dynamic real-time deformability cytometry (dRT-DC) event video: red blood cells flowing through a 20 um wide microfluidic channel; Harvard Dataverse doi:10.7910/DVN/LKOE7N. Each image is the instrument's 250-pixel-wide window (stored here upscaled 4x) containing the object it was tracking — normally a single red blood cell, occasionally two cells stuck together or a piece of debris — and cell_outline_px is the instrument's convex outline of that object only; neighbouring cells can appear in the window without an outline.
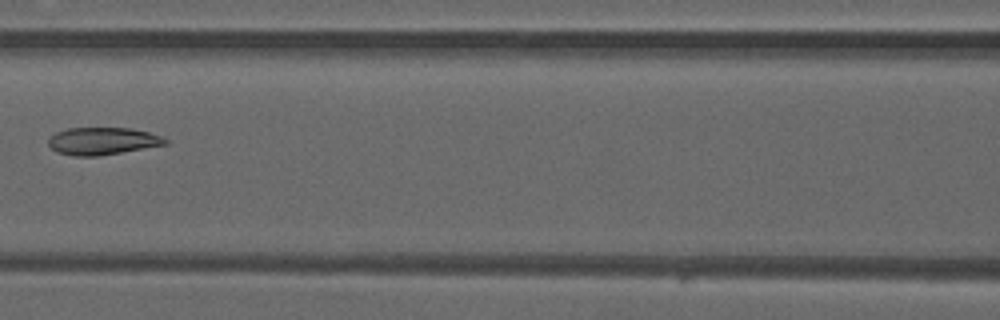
{"species": "common noctule bat (a hibernating species)", "species_latin": "Nyctalus noctula", "temperature_condition": "warm", "stored_images_in_passage": 4, "camera_frame_rate_fps": 3000, "um_per_image_px": 0.085, "animal": {"sex": "male", "forearm_length_mm": 52.5}, "frame": {"image": 1, "passage_image": 4, "time_ms": 1.0, "image_size_px": [1000, 320], "cell_outline_px": [[168, 144], [96, 156], [76, 156], [56, 152], [48, 144], [48, 140], [56, 132], [68, 128], [132, 128], [148, 132], [160, 136], [168, 140]], "centroid_in_image_um": [8.7, 11.98], "position_along_channel_um": 157.9, "area_um2": 18.44}}